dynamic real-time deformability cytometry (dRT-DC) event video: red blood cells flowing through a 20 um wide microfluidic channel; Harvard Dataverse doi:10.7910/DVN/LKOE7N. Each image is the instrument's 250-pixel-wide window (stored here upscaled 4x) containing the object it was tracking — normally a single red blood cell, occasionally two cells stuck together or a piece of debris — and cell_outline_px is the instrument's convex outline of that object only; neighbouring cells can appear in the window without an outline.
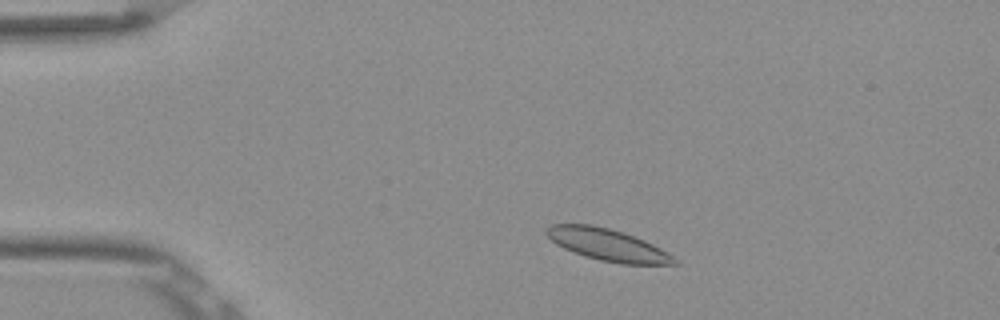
{"species": "Egyptian fruit bat (a non-hibernating species)", "species_latin": "Rousettus aegyptiacus", "temperature_condition": "room temperature", "stored_images_in_passage": 48, "camera_frame_rate_fps": 3000, "um_per_image_px": 0.085, "frame": {"image": 1, "passage_image": 5, "time_ms": 1.333, "image_size_px": [1000, 320], "cell_outline_px": [[680, 264], [620, 264], [600, 260], [584, 256], [572, 252], [556, 244], [544, 232], [552, 224], [592, 224], [608, 228], [644, 240], [660, 248], [680, 260]], "centroid_in_image_um": [51.66, 20.82], "position_along_channel_um": 33.3, "area_um2": 23.64}}
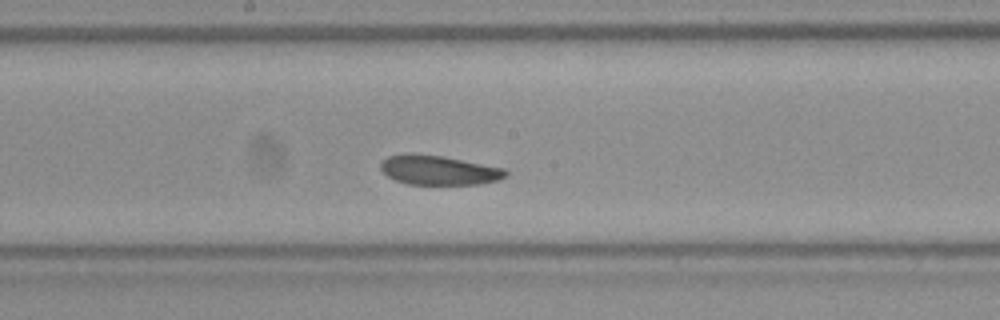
{"frame": {"image": 2, "passage_image": 23, "time_ms": 7.333, "image_size_px": [1000, 320], "cell_outline_px": [[508, 172], [500, 180], [480, 184], [408, 184], [396, 180], [388, 176], [380, 168], [380, 164], [388, 156], [408, 152], [412, 152], [444, 156], [504, 168]], "centroid_in_image_um": [37.28, 14.44], "position_along_channel_um": 210.9, "area_um2": 21.56}}
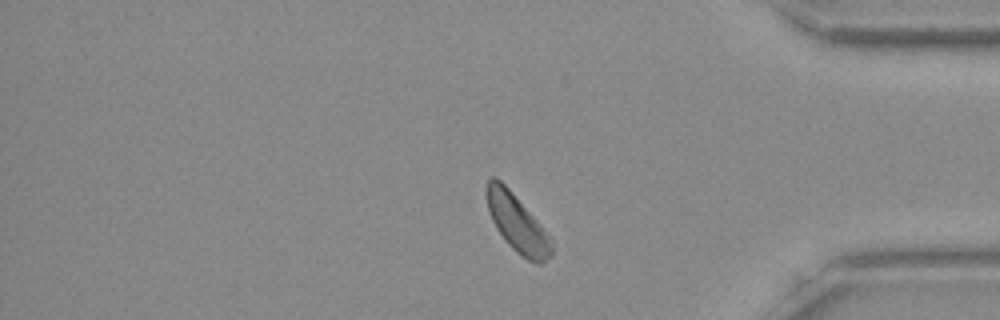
{"frame": {"image": 3, "passage_image": 39, "time_ms": 12.667, "image_size_px": [1000, 320], "cell_outline_px": [[552, 256], [540, 264], [536, 264], [520, 256], [504, 240], [496, 228], [488, 212], [484, 192], [484, 188], [488, 180], [492, 176], [496, 176], [512, 192], [540, 224], [552, 240]], "centroid_in_image_um": [43.92, 18.97], "position_along_channel_um": 391.3, "area_um2": 21.96}, "authors_computed_cell_mechanics": {"area_um2": 22.3108, "velocity_mm_per_s": 3.7955, "shape_relaxation_time_tau1_ms": 2.6399, "shape_relaxation_time_tau2_ms": 10.4251, "deformation_change_tau1": 0.0645, "deformation_change_tau2": 0.115}}